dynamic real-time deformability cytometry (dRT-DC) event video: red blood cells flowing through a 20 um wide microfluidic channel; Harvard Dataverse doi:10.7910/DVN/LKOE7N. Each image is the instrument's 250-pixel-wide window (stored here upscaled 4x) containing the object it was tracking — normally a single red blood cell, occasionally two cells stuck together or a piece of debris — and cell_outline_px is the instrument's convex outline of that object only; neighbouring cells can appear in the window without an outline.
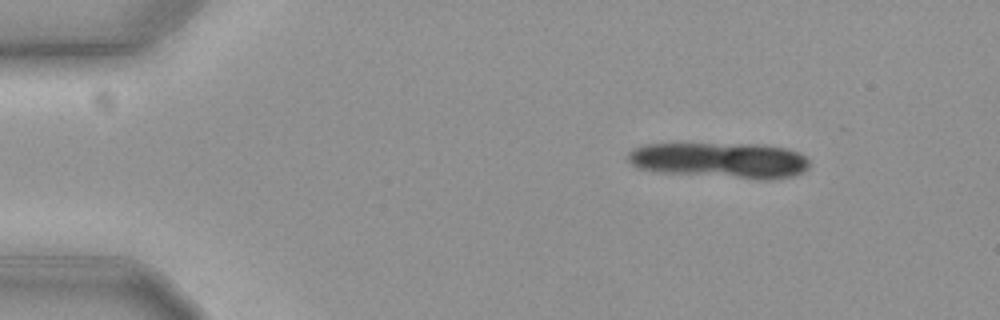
{"species": "common noctule bat (a hibernating species)", "species_latin": "Nyctalus noctula", "temperature_condition": "cold", "stored_images_in_passage": 14, "camera_frame_rate_fps": 3000, "um_per_image_px": 0.085, "animal": {"sex": "female", "body_mass_g": 19.3, "forearm_length_mm": 54.1}, "frame": {"image": 1, "passage_image": 7, "time_ms": 2.0, "image_size_px": [1000, 320], "cell_outline_px": [[808, 168], [792, 176], [740, 176], [664, 172], [640, 168], [632, 164], [628, 160], [628, 152], [632, 148], [644, 144], [764, 144], [788, 148], [800, 152], [808, 160]], "centroid_in_image_um": [61.16, 13.55], "position_along_channel_um": 23.8, "area_um2": 36.13}}